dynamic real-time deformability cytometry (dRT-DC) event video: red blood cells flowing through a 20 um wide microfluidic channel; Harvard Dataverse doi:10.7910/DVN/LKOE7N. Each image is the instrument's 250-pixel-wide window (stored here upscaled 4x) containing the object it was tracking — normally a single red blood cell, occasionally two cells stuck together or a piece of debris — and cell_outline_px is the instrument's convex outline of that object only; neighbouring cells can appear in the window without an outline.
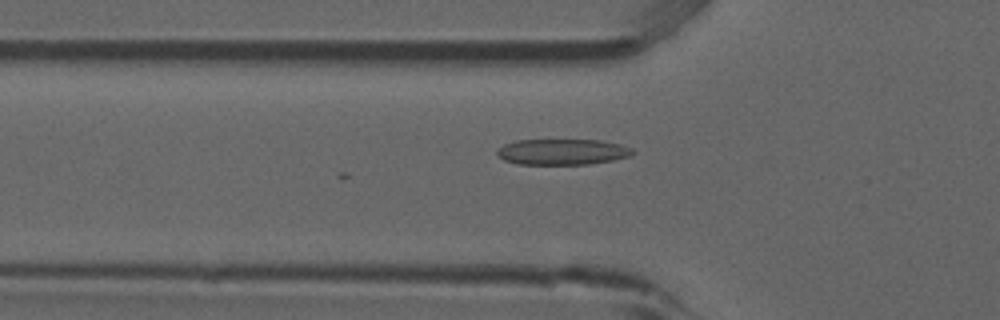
{"species": "common noctule bat (a hibernating species)", "species_latin": "Nyctalus noctula", "temperature_condition": "room temperature", "stored_images_in_passage": 37, "camera_frame_rate_fps": 3000, "um_per_image_px": 0.085, "animal": {"sex": "male", "forearm_length_mm": 52.5}, "frame": {"image": 1, "passage_image": 2, "time_ms": 0.333, "image_size_px": [1000, 320], "cell_outline_px": [[616, 156], [604, 160], [572, 164], [532, 164], [512, 160], [532, 140], [580, 140]], "centroid_in_image_um": [47.67, 12.98], "position_along_channel_um": 78.1, "area_um2": 13.24}}
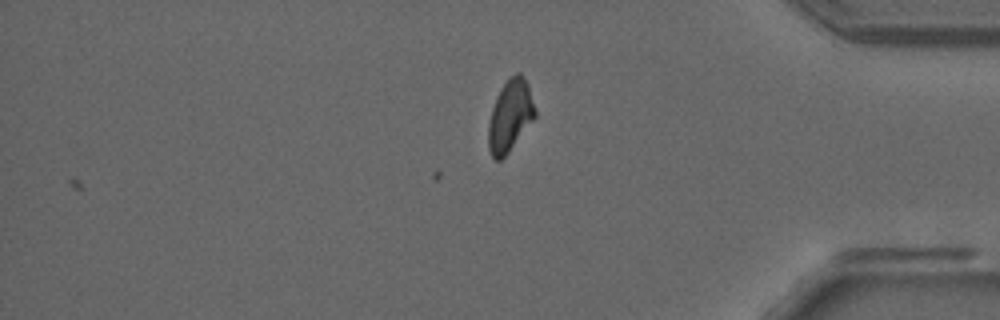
{"frame": {"image": 2, "passage_image": 28, "time_ms": 9.0, "image_size_px": [1000, 320], "cell_outline_px": [[532, 116], [508, 148], [500, 156], [496, 156], [492, 152], [492, 116], [496, 104], [504, 88], [516, 76], [520, 76], [524, 84], [532, 108]], "centroid_in_image_um": [43.36, 9.82], "position_along_channel_um": 391.8, "area_um2": 14.74}}
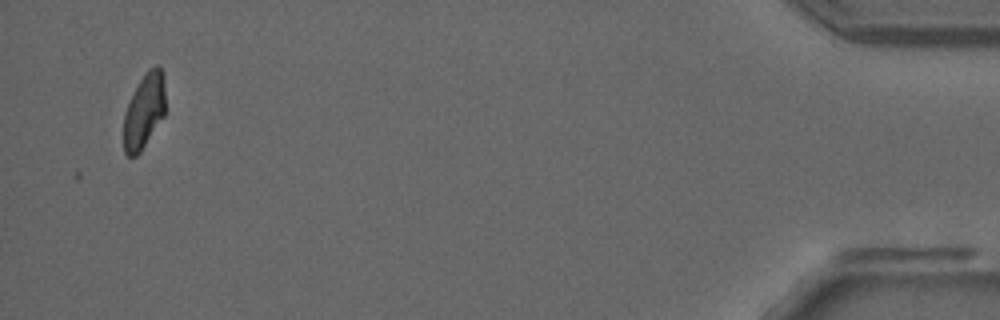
{"frame": {"image": 3, "passage_image": 35, "time_ms": 11.333, "image_size_px": [1000, 320], "cell_outline_px": [[164, 112], [140, 148], [132, 156], [128, 156], [124, 148], [124, 120], [128, 108], [140, 84], [148, 72], [156, 68], [160, 68], [164, 96]], "centroid_in_image_um": [12.23, 9.49], "position_along_channel_um": 423.0, "area_um2": 15.72}}